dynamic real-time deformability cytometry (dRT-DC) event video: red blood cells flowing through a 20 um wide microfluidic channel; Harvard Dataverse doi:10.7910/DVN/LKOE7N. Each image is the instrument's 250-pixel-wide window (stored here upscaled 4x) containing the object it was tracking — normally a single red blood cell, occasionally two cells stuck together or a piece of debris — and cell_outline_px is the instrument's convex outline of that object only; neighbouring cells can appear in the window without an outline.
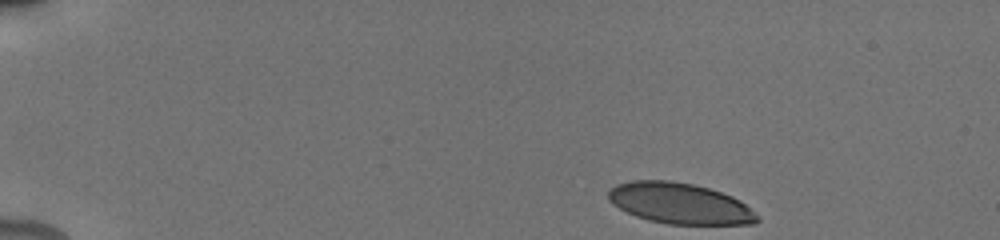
{"species": "human", "species_latin": "Homo sapiens", "temperature_condition": "cold", "stored_images_in_passage": 6, "camera_frame_rate_fps": 3000, "um_per_image_px": 0.085, "donor": {"sex": "male"}, "frame": {"image": 1, "passage_image": 1, "time_ms": 0.0, "image_size_px": [1000, 240], "cell_outline_px": [[760, 220], [756, 224], [668, 224], [648, 220], [636, 216], [612, 204], [608, 200], [608, 192], [616, 184], [632, 180], [672, 180], [692, 184], [708, 188], [732, 196], [740, 200]], "centroid_in_image_um": [57.75, 17.28], "position_along_channel_um": 27.3, "area_um2": 35.26}}
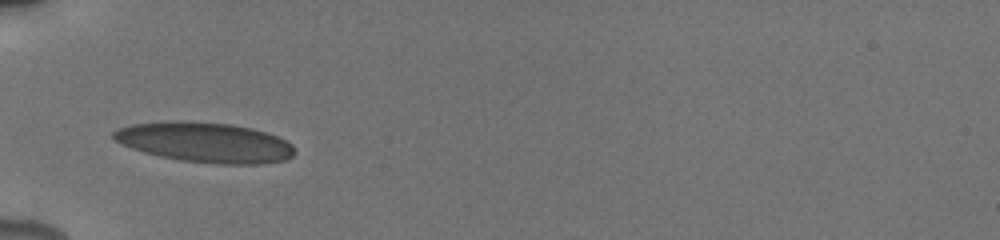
{"frame": {"image": 2, "passage_image": 4, "time_ms": 3.667, "image_size_px": [1000, 240], "cell_outline_px": [[296, 152], [292, 156], [284, 160], [260, 164], [220, 164], [180, 160], [160, 156], [144, 152], [132, 148], [116, 140], [112, 136], [112, 132], [120, 128], [132, 124], [168, 120], [184, 120], [232, 124], [252, 128], [276, 136], [292, 144]], "centroid_in_image_um": [17.43, 12.09], "position_along_channel_um": 67.6, "area_um2": 42.25}}
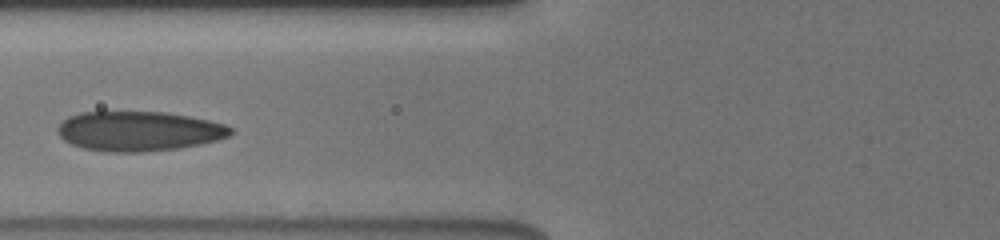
{"frame": {"image": 3, "passage_image": 5, "time_ms": 5.0, "image_size_px": [1000, 240], "cell_outline_px": [[232, 132], [228, 136], [216, 140], [200, 144], [176, 148], [140, 152], [104, 152], [84, 148], [72, 144], [64, 140], [56, 132], [56, 128], [68, 116], [80, 112], [164, 112], [188, 116], [208, 120], [224, 124], [232, 128]], "centroid_in_image_um": [11.76, 11.15], "position_along_channel_um": 114.0, "area_um2": 39.88}}